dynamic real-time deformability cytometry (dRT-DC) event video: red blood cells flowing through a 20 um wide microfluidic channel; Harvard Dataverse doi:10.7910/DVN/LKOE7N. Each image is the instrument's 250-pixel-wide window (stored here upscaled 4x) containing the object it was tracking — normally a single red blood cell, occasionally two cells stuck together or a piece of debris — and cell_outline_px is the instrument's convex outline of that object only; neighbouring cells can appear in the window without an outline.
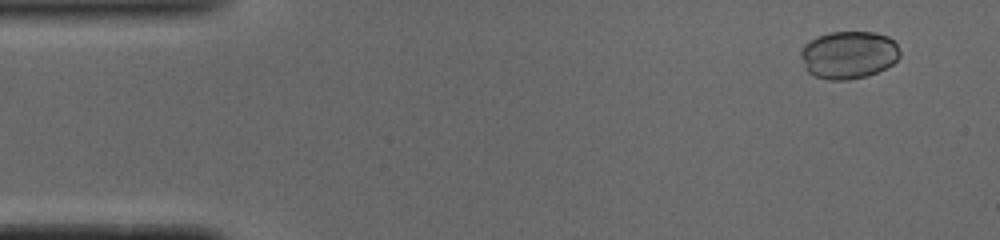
{"species": "common noctule bat (a hibernating species)", "species_latin": "Nyctalus noctula", "temperature_condition": "cold", "stored_images_in_passage": 8, "camera_frame_rate_fps": 3000, "um_per_image_px": 0.085, "animal": {"sex": "male", "body_mass_g": 19.0, "forearm_length_mm": 50.8}, "frame": {"image": 1, "passage_image": 1, "time_ms": 0.0, "image_size_px": [1000, 240], "cell_outline_px": [[900, 56], [892, 64], [868, 76], [848, 80], [828, 80], [812, 76], [804, 68], [800, 56], [800, 52], [804, 44], [820, 36], [832, 32], [872, 32], [888, 36], [896, 44], [900, 52]], "centroid_in_image_um": [72.11, 4.68], "position_along_channel_um": 12.9, "area_um2": 27.57}}